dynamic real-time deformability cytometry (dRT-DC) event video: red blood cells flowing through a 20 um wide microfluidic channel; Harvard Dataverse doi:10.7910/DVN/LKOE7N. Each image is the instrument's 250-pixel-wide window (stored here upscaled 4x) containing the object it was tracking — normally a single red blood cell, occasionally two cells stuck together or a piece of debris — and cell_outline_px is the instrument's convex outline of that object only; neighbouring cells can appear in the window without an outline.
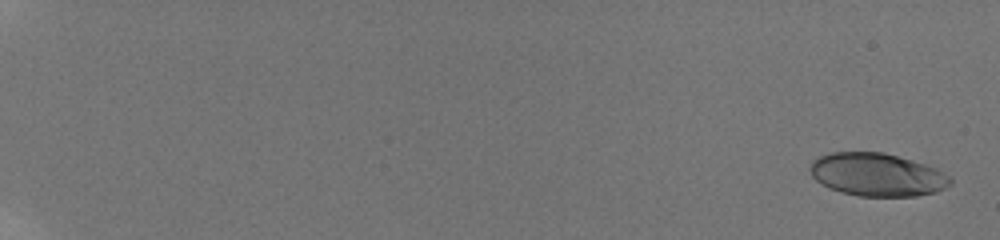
{"species": "human", "species_latin": "Homo sapiens", "temperature_condition": "room temperature", "stored_images_in_passage": 33, "camera_frame_rate_fps": 3000, "um_per_image_px": 0.085, "donor": {"sex": "male"}, "frame": {"image": 1, "passage_image": 1, "time_ms": 0.0, "image_size_px": [1000, 240], "cell_outline_px": [[952, 184], [936, 192], [916, 196], [856, 196], [840, 192], [828, 188], [816, 180], [812, 176], [808, 168], [812, 160], [820, 156], [832, 152], [884, 152], [924, 164], [936, 168], [948, 176], [952, 180]], "centroid_in_image_um": [74.52, 14.85], "position_along_channel_um": 10.5, "area_um2": 35.26}}
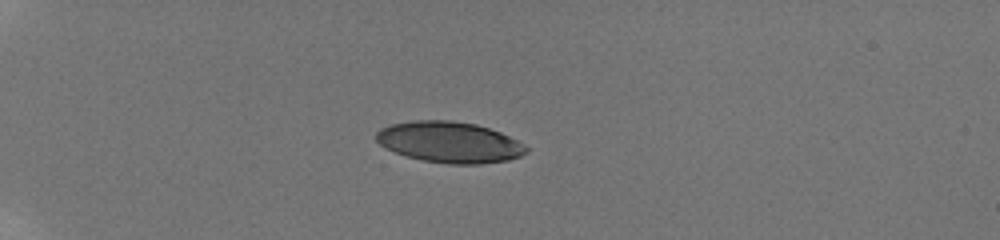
{"frame": {"image": 2, "passage_image": 21, "time_ms": 5.667, "image_size_px": [1000, 240], "cell_outline_px": [[528, 152], [520, 156], [508, 160], [480, 164], [448, 164], [424, 160], [408, 156], [384, 148], [376, 140], [376, 132], [380, 128], [392, 124], [412, 120], [452, 120], [476, 124], [500, 132], [516, 140], [528, 148]], "centroid_in_image_um": [38.19, 12.08], "position_along_channel_um": 46.8, "area_um2": 35.78}}
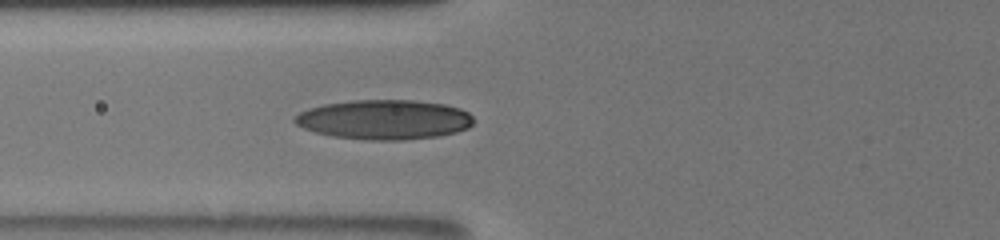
{"frame": {"image": 3, "passage_image": 31, "time_ms": 8.333, "image_size_px": [1000, 240], "cell_outline_px": [[472, 124], [468, 128], [456, 132], [440, 136], [404, 140], [368, 140], [332, 136], [316, 132], [304, 128], [296, 124], [292, 120], [300, 112], [308, 108], [324, 104], [356, 100], [412, 100], [444, 104], [460, 108], [468, 112], [472, 116]], "centroid_in_image_um": [32.67, 10.17], "position_along_channel_um": 93.1, "area_um2": 41.33}}